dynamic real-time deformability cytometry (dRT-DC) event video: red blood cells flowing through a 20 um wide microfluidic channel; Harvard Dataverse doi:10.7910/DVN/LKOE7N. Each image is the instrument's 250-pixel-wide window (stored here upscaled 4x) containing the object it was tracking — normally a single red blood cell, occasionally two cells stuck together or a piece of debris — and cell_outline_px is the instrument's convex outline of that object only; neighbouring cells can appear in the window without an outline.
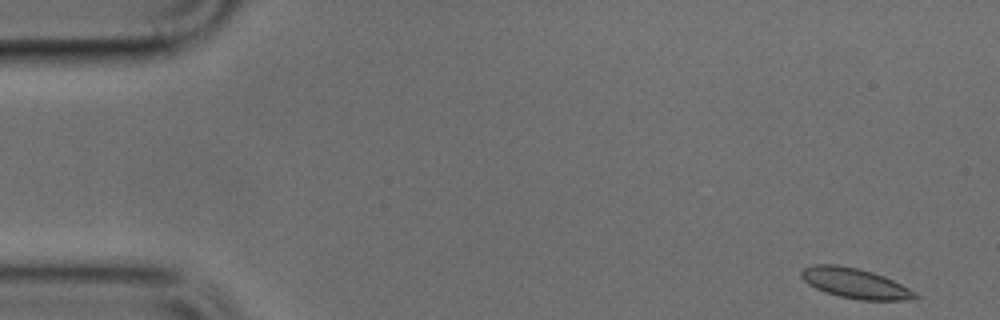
{"species": "common noctule bat (a hibernating species)", "species_latin": "Nyctalus noctula", "temperature_condition": "cold", "stored_images_in_passage": 48, "camera_frame_rate_fps": 3000, "um_per_image_px": 0.085, "animal": {"sex": "male", "body_mass_g": 17.9, "forearm_length_mm": 54.2}, "frame": {"image": 1, "passage_image": 1, "time_ms": 0.0, "image_size_px": [1000, 320], "cell_outline_px": [[920, 296], [916, 300], [860, 300], [840, 296], [824, 292], [808, 284], [800, 276], [800, 272], [804, 268], [812, 264], [836, 264], [856, 268], [872, 272], [884, 276], [916, 292]], "centroid_in_image_um": [72.69, 24.08], "position_along_channel_um": 12.3, "area_um2": 20.0}}
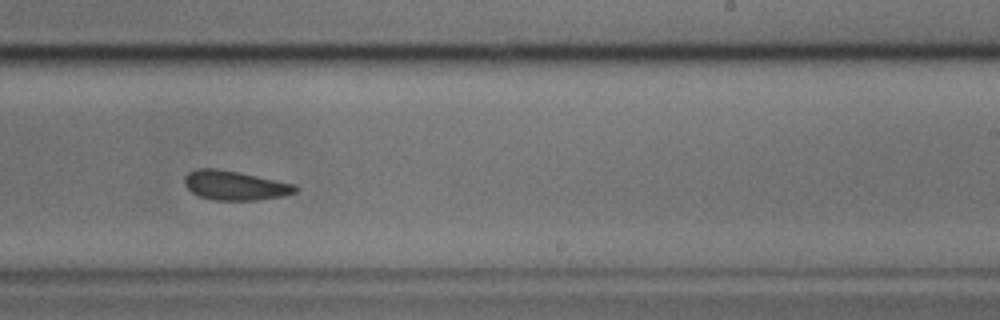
{"frame": {"image": 2, "passage_image": 29, "time_ms": 9.333, "image_size_px": [1000, 320], "cell_outline_px": [[300, 188], [296, 192], [284, 196], [256, 200], [216, 200], [200, 196], [192, 192], [184, 184], [184, 176], [188, 172], [196, 168], [216, 168], [240, 172], [296, 184]], "centroid_in_image_um": [19.99, 15.75], "position_along_channel_um": 269.0, "area_um2": 19.13}}
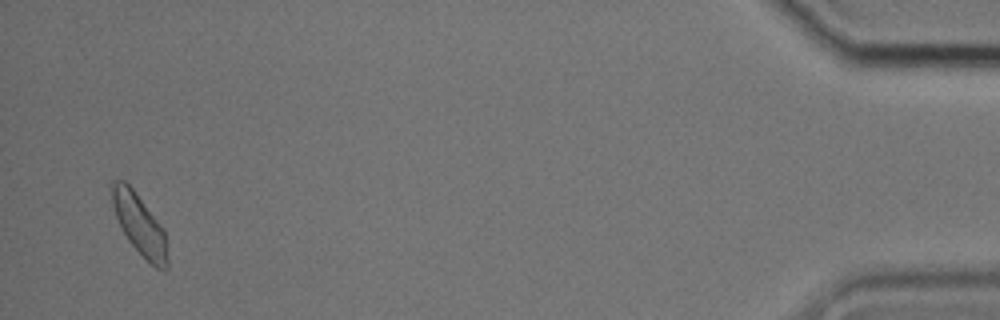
{"frame": {"image": 3, "passage_image": 47, "time_ms": 15.333, "image_size_px": [1000, 320], "cell_outline_px": [[168, 268], [156, 268], [128, 240], [120, 228], [112, 204], [108, 184], [112, 180], [124, 180], [132, 188], [164, 228], [168, 260]], "centroid_in_image_um": [11.81, 19.01], "position_along_channel_um": 423.4, "area_um2": 19.59}}